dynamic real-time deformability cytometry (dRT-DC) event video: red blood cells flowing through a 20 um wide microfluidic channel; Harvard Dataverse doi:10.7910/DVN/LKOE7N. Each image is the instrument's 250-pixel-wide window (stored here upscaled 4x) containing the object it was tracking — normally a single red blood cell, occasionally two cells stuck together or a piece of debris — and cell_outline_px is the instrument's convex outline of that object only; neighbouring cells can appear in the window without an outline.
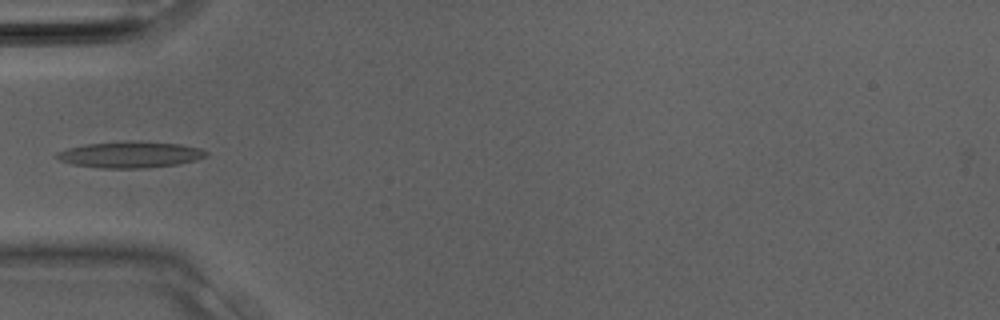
{"species": "Egyptian fruit bat (a non-hibernating species)", "species_latin": "Rousettus aegyptiacus", "temperature_condition": "room temperature", "stored_images_in_passage": 13, "camera_frame_rate_fps": 3000, "um_per_image_px": 0.085, "animal": {"sex": "male"}, "frame": {"image": 1, "passage_image": 10, "time_ms": 3.0, "image_size_px": [1000, 320], "cell_outline_px": [[208, 156], [176, 164], [144, 168], [100, 168], [72, 164], [60, 160], [52, 156], [56, 152], [68, 148], [84, 144], [180, 144], [200, 148], [208, 152]], "centroid_in_image_um": [11.0, 13.19], "position_along_channel_um": 74.0, "area_um2": 21.56}}
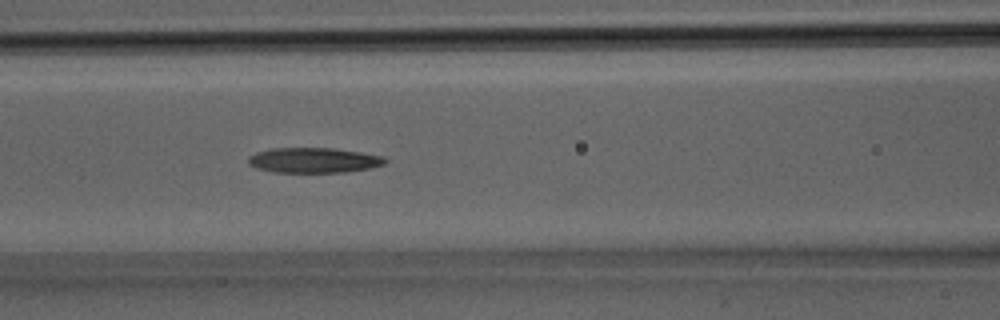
{"frame": {"image": 2, "passage_image": 13, "time_ms": 4.0, "image_size_px": [1000, 320], "cell_outline_px": [[388, 160], [384, 164], [368, 168], [344, 172], [276, 172], [256, 168], [248, 164], [248, 156], [256, 152], [272, 148], [336, 148], [384, 156]], "centroid_in_image_um": [26.65, 13.61], "position_along_channel_um": 139.9, "area_um2": 20.06}}